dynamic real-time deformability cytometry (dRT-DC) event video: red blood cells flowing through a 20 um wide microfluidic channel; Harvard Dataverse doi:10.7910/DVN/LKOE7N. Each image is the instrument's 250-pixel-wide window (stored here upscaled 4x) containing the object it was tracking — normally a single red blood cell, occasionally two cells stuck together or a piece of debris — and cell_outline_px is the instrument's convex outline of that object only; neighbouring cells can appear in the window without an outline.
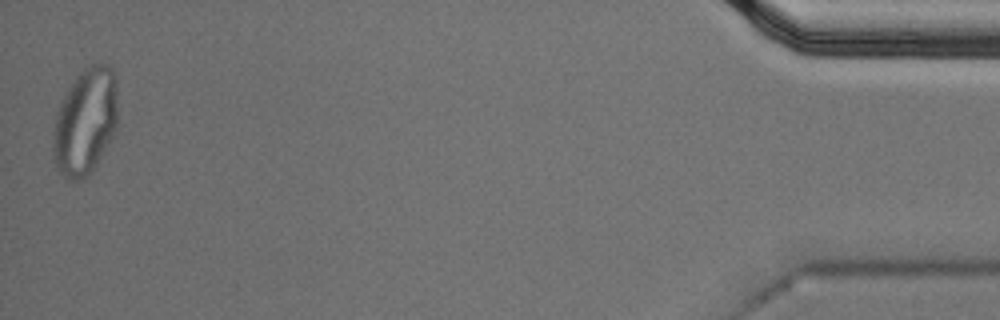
{"species": "Egyptian fruit bat (a non-hibernating species)", "species_latin": "Rousettus aegyptiacus", "temperature_condition": "cold", "stored_images_in_passage": 57, "segment_of_instrument_passage": [2, 2], "camera_frame_rate_fps": 3000, "um_per_image_px": 0.085, "animal": {"sex": "male"}, "frame": {"image": 1, "passage_image": 57, "time_ms": 18.667, "image_size_px": [1000, 320], "cell_outline_px": [[116, 128], [112, 136], [96, 164], [80, 180], [68, 180], [56, 168], [52, 148], [56, 112], [68, 88], [76, 76], [84, 68], [92, 64], [108, 64], [112, 68], [116, 76]], "centroid_in_image_um": [7.24, 10.3], "position_along_channel_um": 428.0, "area_um2": 39.77}}